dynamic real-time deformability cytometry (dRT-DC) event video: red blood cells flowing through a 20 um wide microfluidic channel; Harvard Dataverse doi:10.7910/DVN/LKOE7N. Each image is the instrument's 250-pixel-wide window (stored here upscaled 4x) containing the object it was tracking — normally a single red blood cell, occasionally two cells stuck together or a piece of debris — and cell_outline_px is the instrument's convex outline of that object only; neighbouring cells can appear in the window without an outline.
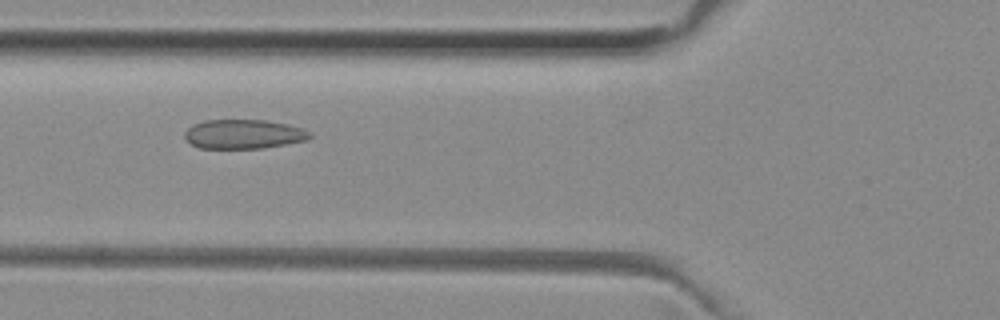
{"species": "common noctule bat (a hibernating species)", "species_latin": "Nyctalus noctula", "temperature_condition": "room temperature", "stored_images_in_passage": 40, "camera_frame_rate_fps": 3000, "um_per_image_px": 0.085, "animal": {"sex": "female", "body_mass_g": 29.2, "forearm_length_mm": 56.3}, "frame": {"image": 1, "passage_image": 8, "time_ms": 2.333, "image_size_px": [1000, 320], "cell_outline_px": [[312, 136], [308, 140], [260, 148], [200, 148], [192, 144], [184, 136], [184, 132], [192, 124], [204, 120], [264, 120], [288, 124], [300, 128], [308, 132]], "centroid_in_image_um": [20.68, 11.39], "position_along_channel_um": 105.1, "area_um2": 21.15}}
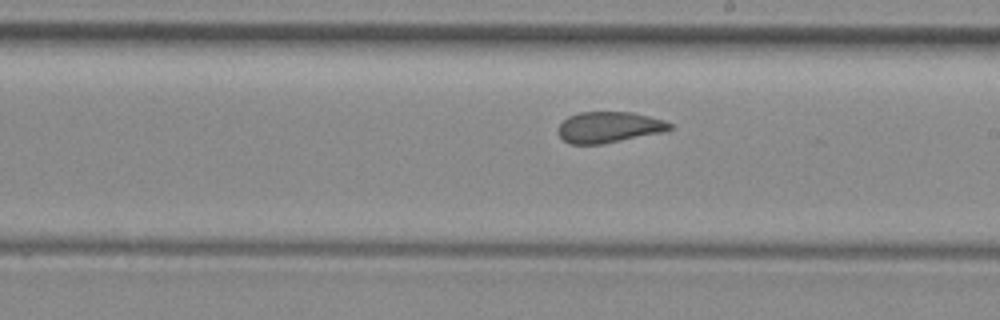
{"frame": {"image": 2, "passage_image": 18, "time_ms": 5.667, "image_size_px": [1000, 320], "cell_outline_px": [[672, 128], [660, 132], [600, 144], [568, 144], [556, 132], [560, 124], [568, 116], [580, 112], [632, 112], [664, 120], [672, 124]], "centroid_in_image_um": [51.7, 10.8], "position_along_channel_um": 237.3, "area_um2": 19.88}}
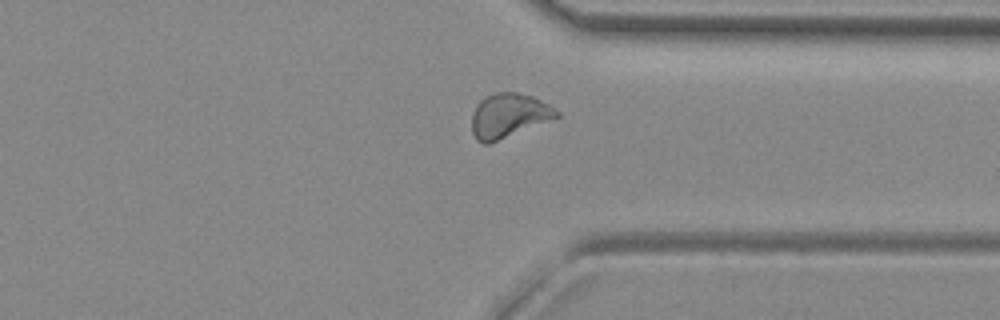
{"frame": {"image": 3, "passage_image": 28, "time_ms": 9.0, "image_size_px": [1000, 320], "cell_outline_px": [[560, 116], [488, 144], [484, 144], [476, 140], [472, 132], [472, 112], [476, 104], [484, 96], [496, 92], [516, 92], [532, 96], [548, 104], [560, 112]], "centroid_in_image_um": [43.2, 9.81], "position_along_channel_um": 368.2, "area_um2": 21.79}, "authors_computed_cell_mechanics": {"area_um2": 21.0681, "velocity_mm_per_s": 3.9675, "shape_relaxation_time_tau1_ms": null, "shape_relaxation_time_tau2_ms": 1.4473, "deformation_change_tau1": null, "deformation_change_tau2": 0.062}}